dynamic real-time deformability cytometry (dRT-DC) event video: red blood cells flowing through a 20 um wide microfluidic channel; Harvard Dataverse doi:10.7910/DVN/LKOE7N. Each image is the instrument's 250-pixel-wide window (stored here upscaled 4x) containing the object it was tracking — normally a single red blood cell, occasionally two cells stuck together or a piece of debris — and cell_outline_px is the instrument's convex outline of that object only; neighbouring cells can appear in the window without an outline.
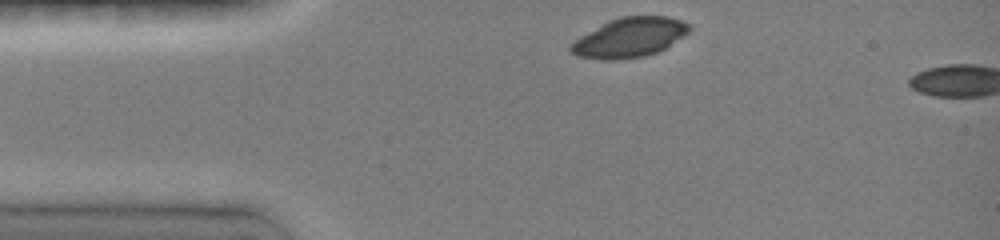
{"species": "common noctule bat (a hibernating species)", "species_latin": "Nyctalus noctula", "temperature_condition": "room temperature", "stored_images_in_passage": 2, "camera_frame_rate_fps": 3000, "um_per_image_px": 0.085, "animal": {"sex": "female", "body_mass_g": 19.0, "forearm_length_mm": 51.5}, "frame": {"image": 1, "passage_image": 1, "time_ms": 0.0, "image_size_px": [1000, 240], "cell_outline_px": [[692, 28], [688, 32], [664, 48], [656, 52], [644, 56], [616, 60], [600, 60], [576, 56], [568, 48], [568, 44], [580, 36], [608, 20], [620, 16], [668, 16], [692, 24]], "centroid_in_image_um": [53.47, 3.18], "position_along_channel_um": 31.5, "area_um2": 27.4}}